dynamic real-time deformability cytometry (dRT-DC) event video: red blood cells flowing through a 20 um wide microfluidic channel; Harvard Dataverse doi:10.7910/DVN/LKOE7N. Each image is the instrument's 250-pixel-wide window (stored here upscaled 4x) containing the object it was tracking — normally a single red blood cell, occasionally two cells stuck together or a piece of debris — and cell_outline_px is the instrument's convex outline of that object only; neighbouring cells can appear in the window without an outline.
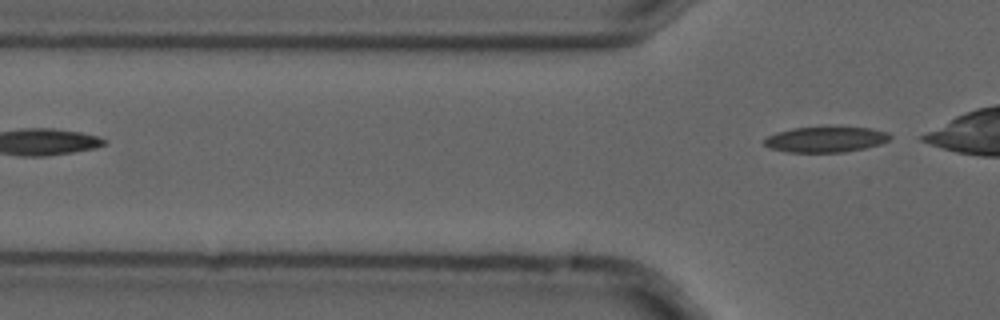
{"species": "common noctule bat (a hibernating species)", "species_latin": "Nyctalus noctula", "temperature_condition": "cold", "stored_images_in_passage": 2, "camera_frame_rate_fps": 3000, "um_per_image_px": 0.085, "animal": {"sex": "male", "forearm_length_mm": 52.5}, "frame": {"image": 1, "passage_image": 2, "time_ms": 0.333, "image_size_px": [1000, 320], "cell_outline_px": [[892, 136], [888, 140], [880, 144], [864, 148], [844, 152], [788, 152], [768, 148], [764, 144], [764, 140], [768, 136], [776, 132], [792, 128], [824, 124], [872, 128], [888, 132]], "centroid_in_image_um": [70.19, 11.8], "position_along_channel_um": 55.6, "area_um2": 19.65}}